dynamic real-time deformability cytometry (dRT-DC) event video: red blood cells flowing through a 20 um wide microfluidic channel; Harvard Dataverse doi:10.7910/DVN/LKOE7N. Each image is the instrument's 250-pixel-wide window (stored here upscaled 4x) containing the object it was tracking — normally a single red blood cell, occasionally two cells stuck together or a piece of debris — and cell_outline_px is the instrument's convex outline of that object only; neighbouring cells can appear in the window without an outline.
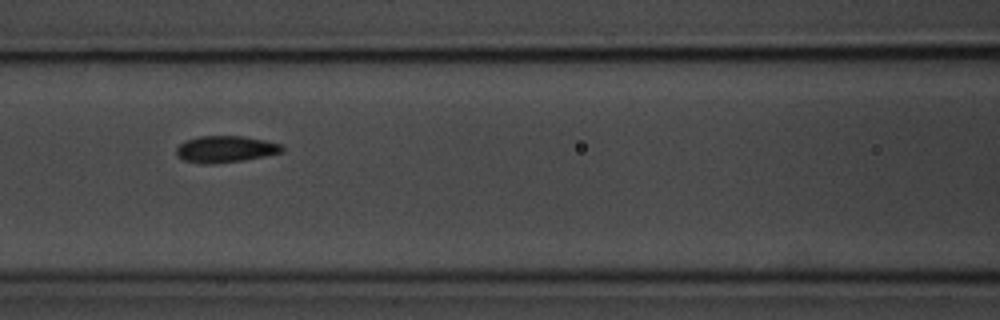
{"species": "common noctule bat (a hibernating species)", "species_latin": "Nyctalus noctula", "temperature_condition": "room temperature", "stored_images_in_passage": 7, "camera_frame_rate_fps": 3000, "um_per_image_px": 0.085, "animal": {"sex": "male", "body_mass_g": 20.1, "forearm_length_mm": 53.5}, "frame": {"image": 1, "passage_image": 3, "time_ms": 2.333, "image_size_px": [1000, 320], "cell_outline_px": [[284, 152], [244, 160], [212, 164], [200, 164], [184, 160], [176, 156], [176, 148], [184, 140], [200, 136], [244, 136], [264, 140], [280, 144], [284, 148]], "centroid_in_image_um": [19.13, 12.68], "position_along_channel_um": 147.5, "area_um2": 16.53}}
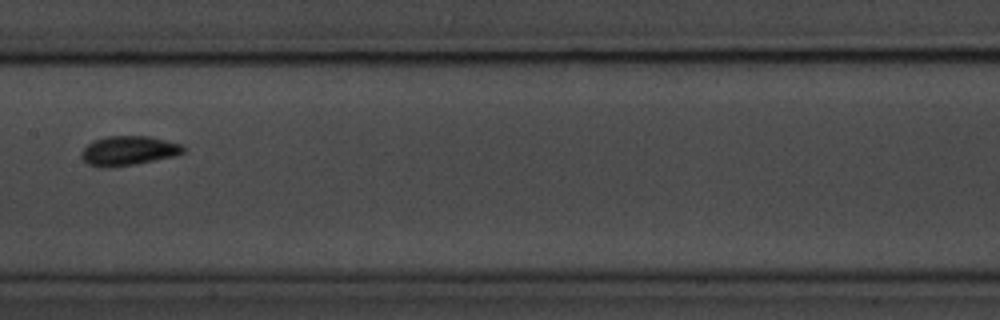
{"frame": {"image": 2, "passage_image": 4, "time_ms": 3.667, "image_size_px": [1000, 320], "cell_outline_px": [[184, 152], [176, 156], [136, 164], [112, 168], [100, 168], [88, 164], [80, 156], [84, 148], [92, 140], [108, 136], [148, 136], [180, 144], [184, 148]], "centroid_in_image_um": [10.89, 12.83], "position_along_channel_um": 196.5, "area_um2": 17.57}}